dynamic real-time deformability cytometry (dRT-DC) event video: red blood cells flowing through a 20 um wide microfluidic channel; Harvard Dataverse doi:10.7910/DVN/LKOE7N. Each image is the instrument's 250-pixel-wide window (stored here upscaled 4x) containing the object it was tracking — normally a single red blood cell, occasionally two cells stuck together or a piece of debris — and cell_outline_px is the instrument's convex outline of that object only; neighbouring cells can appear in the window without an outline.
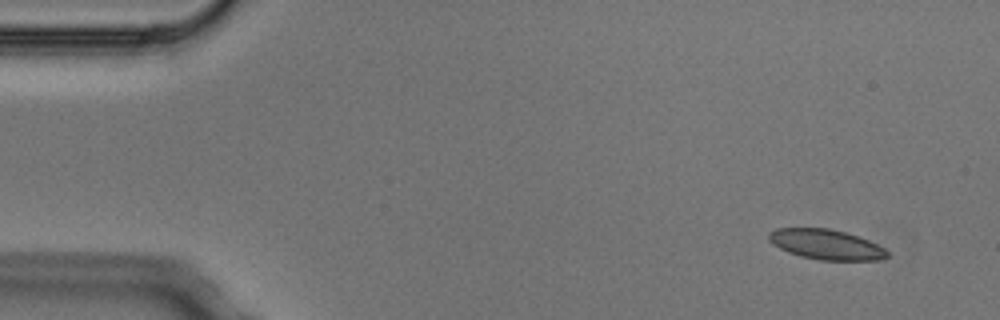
{"species": "Egyptian fruit bat (a non-hibernating species)", "species_latin": "Rousettus aegyptiacus", "temperature_condition": "cold", "stored_images_in_passage": 3, "segment_of_instrument_passage": [2, 2], "camera_frame_rate_fps": 3000, "um_per_image_px": 0.085, "animal": {"sex": "male"}, "frame": {"image": 1, "passage_image": 3, "time_ms": 0.667, "image_size_px": [1000, 320], "cell_outline_px": [[888, 256], [880, 260], [820, 260], [800, 256], [788, 252], [772, 244], [768, 240], [768, 232], [776, 228], [828, 228], [844, 232], [868, 240], [884, 248], [888, 252]], "centroid_in_image_um": [70.18, 20.78], "position_along_channel_um": 14.8, "area_um2": 20.69}}